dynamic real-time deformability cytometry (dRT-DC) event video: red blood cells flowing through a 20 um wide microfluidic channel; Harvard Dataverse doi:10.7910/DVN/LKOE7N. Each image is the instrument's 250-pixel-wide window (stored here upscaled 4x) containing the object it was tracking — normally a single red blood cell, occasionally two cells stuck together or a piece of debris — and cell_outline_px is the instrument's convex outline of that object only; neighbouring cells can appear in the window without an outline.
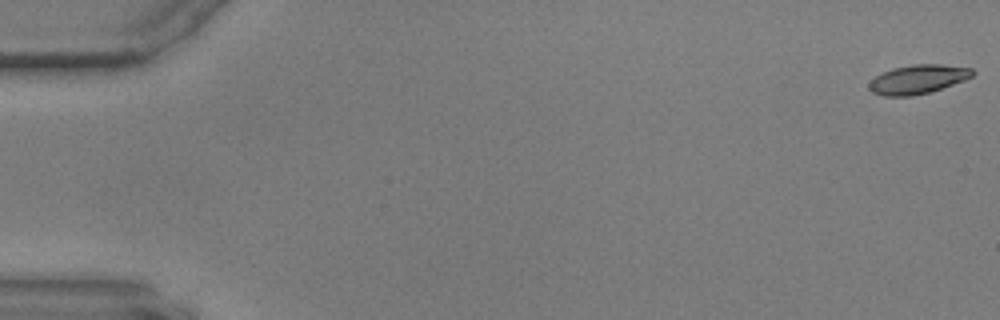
{"species": "common noctule bat (a hibernating species)", "species_latin": "Nyctalus noctula", "temperature_condition": "warm", "stored_images_in_passage": 59, "camera_frame_rate_fps": 3000, "um_per_image_px": 0.085, "animal": {"sex": "male", "body_mass_g": 17.9, "forearm_length_mm": 54.2}, "frame": {"image": 1, "passage_image": 1, "time_ms": 0.0, "image_size_px": [1000, 320], "cell_outline_px": [[976, 72], [972, 76], [964, 80], [928, 92], [912, 96], [884, 96], [872, 92], [868, 88], [868, 84], [876, 76], [892, 68], [912, 64], [940, 64], [972, 68]], "centroid_in_image_um": [78.01, 6.73], "position_along_channel_um": 7.0, "area_um2": 17.34}}
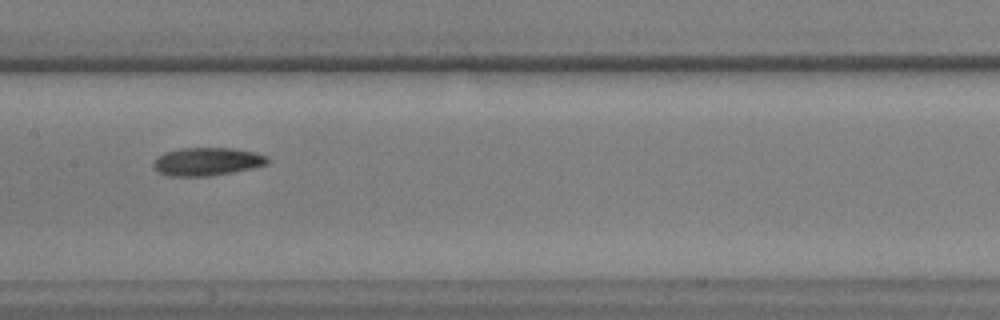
{"frame": {"image": 2, "passage_image": 30, "time_ms": 9.667, "image_size_px": [1000, 320], "cell_outline_px": [[268, 164], [252, 168], [232, 172], [208, 176], [168, 176], [156, 172], [152, 164], [164, 152], [180, 148], [232, 148], [252, 152], [268, 156]], "centroid_in_image_um": [17.57, 13.74], "position_along_channel_um": 189.8, "area_um2": 18.61}}
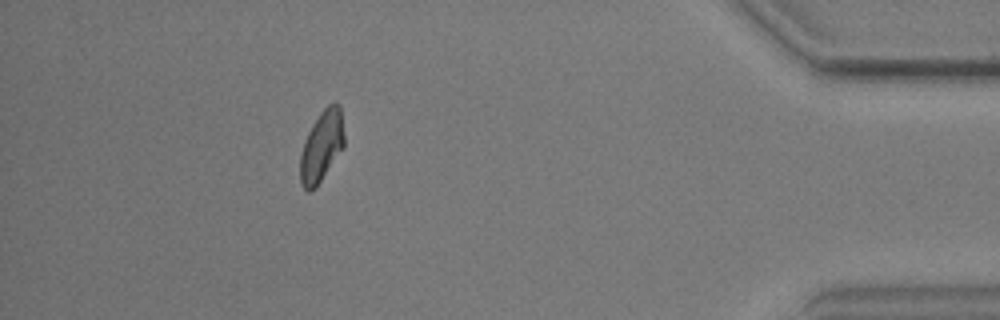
{"frame": {"image": 3, "passage_image": 53, "time_ms": 17.333, "image_size_px": [1000, 320], "cell_outline_px": [[344, 148], [316, 188], [312, 192], [308, 192], [300, 184], [300, 156], [304, 140], [312, 124], [320, 112], [328, 104], [340, 104], [344, 136]], "centroid_in_image_um": [27.33, 12.47], "position_along_channel_um": 407.9, "area_um2": 18.44}}